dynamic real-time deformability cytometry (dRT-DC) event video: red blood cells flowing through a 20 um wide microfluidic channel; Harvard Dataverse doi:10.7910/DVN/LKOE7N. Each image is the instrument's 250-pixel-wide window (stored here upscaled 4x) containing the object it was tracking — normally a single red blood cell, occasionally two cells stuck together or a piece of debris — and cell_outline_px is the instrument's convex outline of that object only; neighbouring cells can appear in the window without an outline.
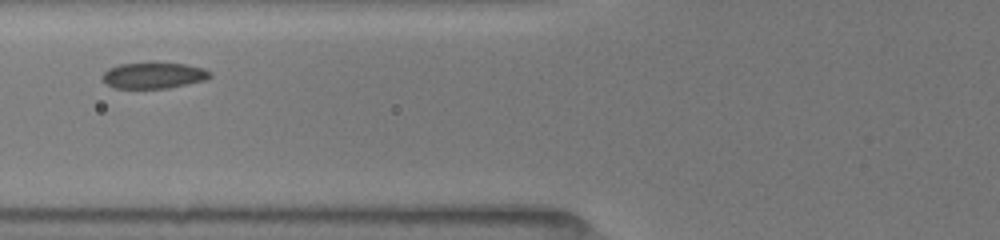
{"species": "common noctule bat (a hibernating species)", "species_latin": "Nyctalus noctula", "temperature_condition": "room temperature", "stored_images_in_passage": 4, "camera_frame_rate_fps": 3000, "um_per_image_px": 0.085, "animal": {"sex": "female", "body_mass_g": 19.5, "forearm_length_mm": 54.1}, "frame": {"image": 1, "passage_image": 3, "time_ms": 2.333, "image_size_px": [1000, 240], "cell_outline_px": [[212, 76], [204, 80], [188, 84], [168, 88], [112, 88], [100, 76], [108, 68], [120, 64], [184, 64], [204, 68], [212, 72]], "centroid_in_image_um": [13.06, 6.43], "position_along_channel_um": 112.7, "area_um2": 16.07}}
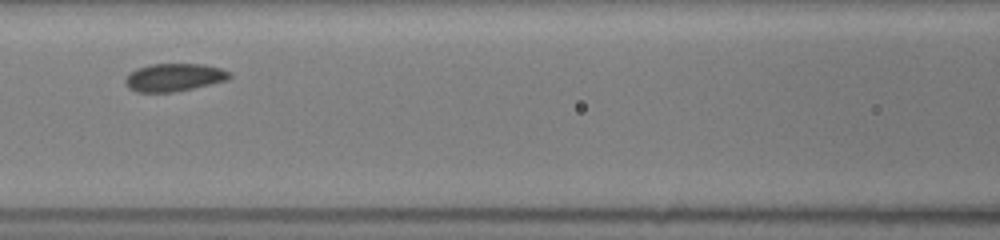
{"frame": {"image": 2, "passage_image": 4, "time_ms": 3.333, "image_size_px": [1000, 240], "cell_outline_px": [[232, 76], [228, 80], [192, 88], [172, 92], [136, 92], [128, 88], [124, 84], [124, 80], [128, 72], [136, 68], [152, 64], [204, 64], [220, 68], [232, 72]], "centroid_in_image_um": [14.77, 6.57], "position_along_channel_um": 151.8, "area_um2": 17.11}}